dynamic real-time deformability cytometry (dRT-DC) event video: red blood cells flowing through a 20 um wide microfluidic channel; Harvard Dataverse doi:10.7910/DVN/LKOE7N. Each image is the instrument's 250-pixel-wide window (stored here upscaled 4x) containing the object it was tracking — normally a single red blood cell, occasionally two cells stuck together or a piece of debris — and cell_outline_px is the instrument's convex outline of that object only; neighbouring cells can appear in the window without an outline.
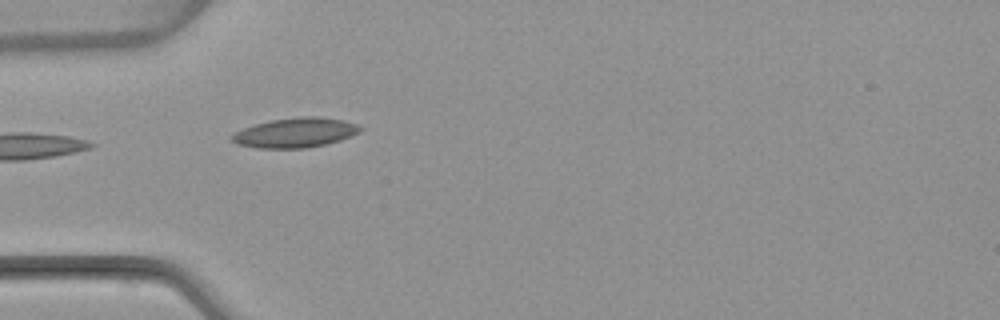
{"species": "common noctule bat (a hibernating species)", "species_latin": "Nyctalus noctula", "temperature_condition": "warm", "stored_images_in_passage": 2, "camera_frame_rate_fps": 3000, "um_per_image_px": 0.085, "animal": {"sex": "female", "body_mass_g": 22.7, "forearm_length_mm": 54.2}, "frame": {"image": 1, "passage_image": 1, "time_ms": 0.0, "image_size_px": [1000, 320], "cell_outline_px": [[364, 128], [360, 132], [352, 136], [340, 140], [324, 144], [304, 148], [256, 148], [236, 144], [228, 136], [244, 128], [256, 124], [272, 120], [300, 116], [316, 116], [344, 120], [356, 124]], "centroid_in_image_um": [25.11, 11.28], "position_along_channel_um": 59.9, "area_um2": 22.2}}
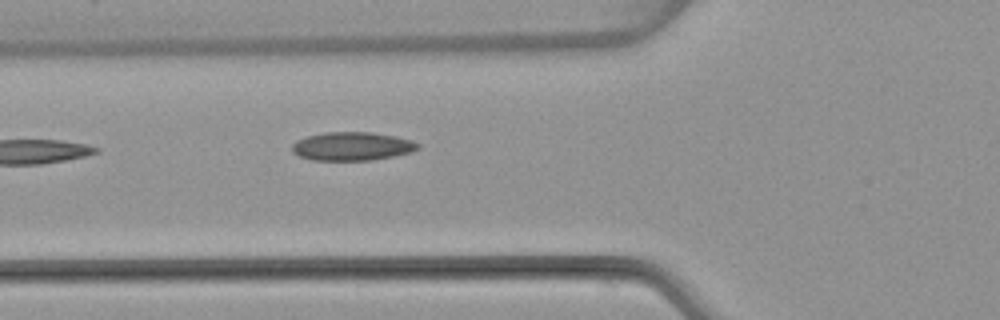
{"frame": {"image": 2, "passage_image": 2, "time_ms": 1.0, "image_size_px": [1000, 320], "cell_outline_px": [[420, 148], [412, 152], [372, 160], [312, 160], [300, 156], [292, 152], [292, 144], [296, 140], [308, 136], [324, 132], [372, 132], [396, 136], [412, 140], [420, 144]], "centroid_in_image_um": [29.94, 12.43], "position_along_channel_um": 95.9, "area_um2": 20.98}}